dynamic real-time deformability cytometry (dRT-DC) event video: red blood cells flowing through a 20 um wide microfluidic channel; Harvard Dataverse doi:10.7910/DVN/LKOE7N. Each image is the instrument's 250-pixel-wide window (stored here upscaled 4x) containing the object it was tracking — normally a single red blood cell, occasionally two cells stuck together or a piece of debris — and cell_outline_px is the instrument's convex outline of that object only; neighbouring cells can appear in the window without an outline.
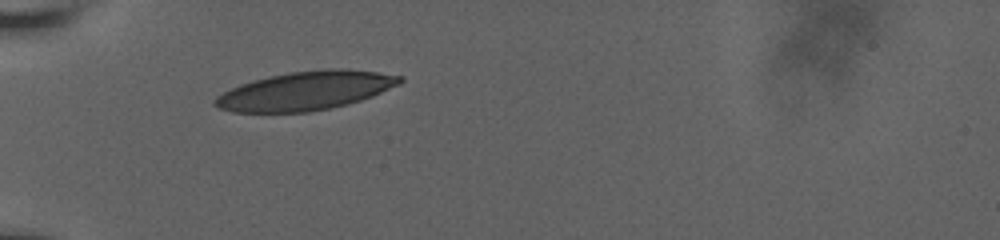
{"species": "human", "species_latin": "Homo sapiens", "temperature_condition": "room temperature", "stored_images_in_passage": 16, "camera_frame_rate_fps": 3000, "um_per_image_px": 0.085, "donor": {"sex": "male"}, "frame": {"image": 1, "passage_image": 1, "time_ms": 0.0, "image_size_px": [1000, 240], "cell_outline_px": [[404, 80], [400, 84], [372, 96], [348, 104], [308, 112], [232, 112], [220, 108], [212, 104], [212, 100], [216, 96], [240, 84], [288, 72], [324, 68], [348, 68], [404, 76]], "centroid_in_image_um": [26.0, 7.7], "position_along_channel_um": 59.0, "area_um2": 41.67}}
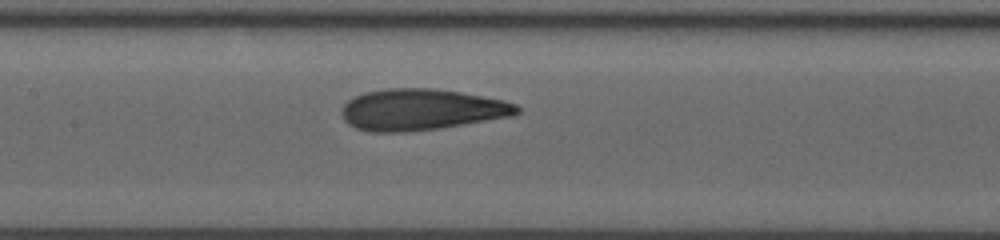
{"frame": {"image": 2, "passage_image": 5, "time_ms": 3.333, "image_size_px": [1000, 240], "cell_outline_px": [[520, 112], [516, 116], [440, 128], [408, 132], [368, 132], [356, 128], [348, 124], [344, 120], [340, 112], [344, 104], [348, 100], [356, 96], [368, 92], [388, 88], [432, 88], [460, 92], [504, 100], [516, 104], [520, 108]], "centroid_in_image_um": [35.83, 9.33], "position_along_channel_um": 171.6, "area_um2": 42.43}}
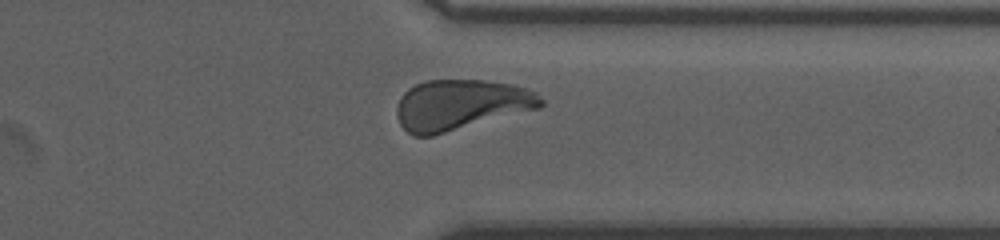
{"frame": {"image": 3, "passage_image": 14, "time_ms": 8.667, "image_size_px": [1000, 240], "cell_outline_px": [[544, 104], [540, 108], [432, 136], [412, 136], [400, 124], [396, 116], [396, 108], [400, 96], [408, 88], [424, 80], [484, 80], [512, 84], [536, 92], [544, 100]], "centroid_in_image_um": [39.14, 8.91], "position_along_channel_um": 372.3, "area_um2": 42.6}, "authors_computed_cell_mechanics": {"area_um2": 41.2981, "velocity_mm_per_s": 3.7724, "shape_relaxation_time_tau1_ms": 9.0, "shape_relaxation_time_tau2_ms": 0.991, "deformation_change_tau1": 0.2238, "deformation_change_tau2": 0.0778}}